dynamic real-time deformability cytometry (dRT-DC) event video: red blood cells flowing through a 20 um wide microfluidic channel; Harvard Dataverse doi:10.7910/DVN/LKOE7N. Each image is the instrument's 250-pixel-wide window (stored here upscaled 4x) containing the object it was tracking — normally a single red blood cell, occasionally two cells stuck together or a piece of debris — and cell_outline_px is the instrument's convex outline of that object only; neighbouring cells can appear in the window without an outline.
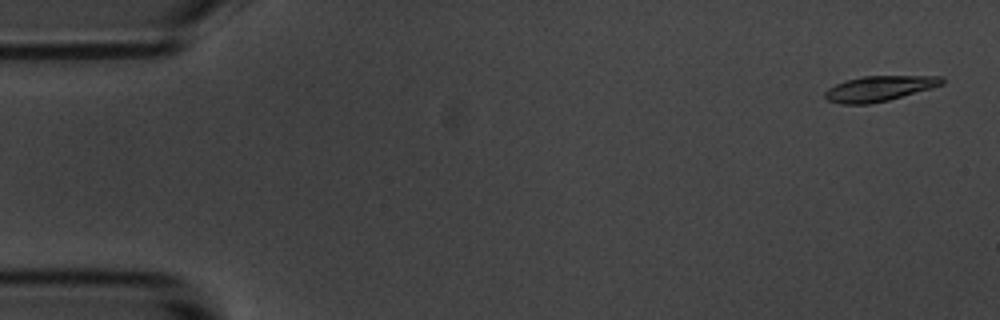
{"species": "common noctule bat (a hibernating species)", "species_latin": "Nyctalus noctula", "temperature_condition": "room temperature", "stored_images_in_passage": 57, "camera_frame_rate_fps": 3000, "um_per_image_px": 0.085, "animal": {"sex": "male", "body_mass_g": 20.1, "forearm_length_mm": 53.5}, "frame": {"image": 1, "passage_image": 2, "time_ms": 0.333, "image_size_px": [1000, 320], "cell_outline_px": [[944, 84], [932, 88], [888, 100], [868, 104], [840, 104], [828, 100], [824, 96], [824, 92], [828, 88], [836, 84], [848, 80], [864, 76], [944, 76]], "centroid_in_image_um": [74.75, 7.52], "position_along_channel_um": 10.2, "area_um2": 17.17}}
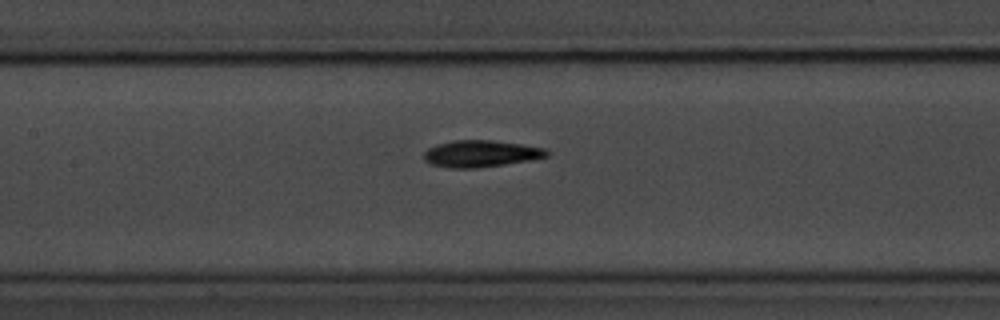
{"frame": {"image": 2, "passage_image": 26, "time_ms": 8.333, "image_size_px": [1000, 320], "cell_outline_px": [[548, 156], [528, 160], [504, 164], [476, 168], [452, 168], [432, 164], [424, 160], [424, 152], [428, 148], [436, 144], [452, 140], [492, 140], [520, 144], [544, 148], [548, 152]], "centroid_in_image_um": [40.82, 13.05], "position_along_channel_um": 166.6, "area_um2": 18.96}}
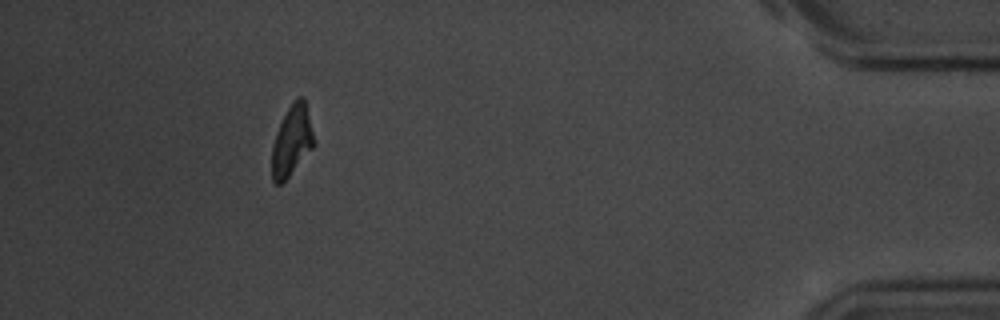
{"frame": {"image": 3, "passage_image": 52, "time_ms": 17.0, "image_size_px": [1000, 320], "cell_outline_px": [[312, 148], [288, 176], [280, 184], [276, 184], [272, 180], [272, 144], [276, 132], [292, 100], [296, 96], [304, 96], [312, 132]], "centroid_in_image_um": [24.77, 11.93], "position_along_channel_um": 410.4, "area_um2": 16.7}, "authors_computed_cell_mechanics": {"area_um2": 18.1492, "velocity_mm_per_s": 3.4962, "shape_relaxation_time_tau1_ms": 2.7623, "shape_relaxation_time_tau2_ms": 3.5126, "deformation_change_tau1": 0.1731, "deformation_change_tau2": 0.1038}}